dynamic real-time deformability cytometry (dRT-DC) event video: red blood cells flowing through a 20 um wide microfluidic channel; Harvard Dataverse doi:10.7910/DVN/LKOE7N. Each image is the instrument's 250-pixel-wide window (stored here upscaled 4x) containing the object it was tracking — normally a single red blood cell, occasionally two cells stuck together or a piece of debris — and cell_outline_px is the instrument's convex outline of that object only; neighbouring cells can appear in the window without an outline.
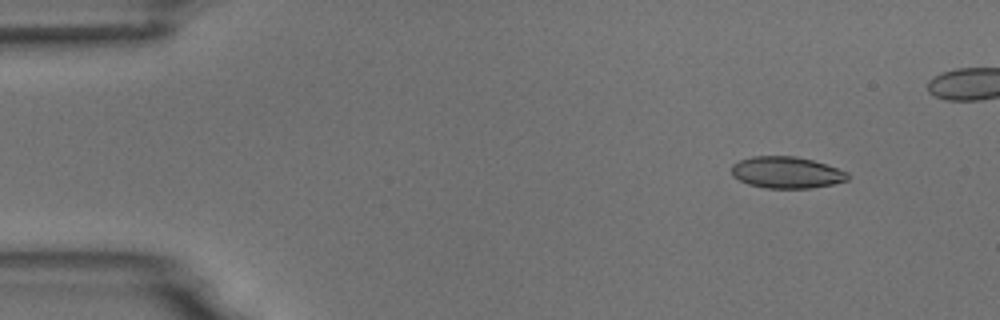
{"species": "common noctule bat (a hibernating species)", "species_latin": "Nyctalus noctula", "temperature_condition": "room temperature", "stored_images_in_passage": 6, "camera_frame_rate_fps": 3000, "um_per_image_px": 0.085, "animal": {"sex": "male", "body_mass_g": 18.8}, "frame": {"image": 1, "passage_image": 2, "time_ms": 1.0, "image_size_px": [1000, 320], "cell_outline_px": [[848, 180], [832, 184], [812, 188], [764, 188], [748, 184], [732, 176], [732, 164], [740, 160], [752, 156], [796, 156], [812, 160], [848, 172]], "centroid_in_image_um": [66.83, 14.66], "position_along_channel_um": 18.2, "area_um2": 21.33}}